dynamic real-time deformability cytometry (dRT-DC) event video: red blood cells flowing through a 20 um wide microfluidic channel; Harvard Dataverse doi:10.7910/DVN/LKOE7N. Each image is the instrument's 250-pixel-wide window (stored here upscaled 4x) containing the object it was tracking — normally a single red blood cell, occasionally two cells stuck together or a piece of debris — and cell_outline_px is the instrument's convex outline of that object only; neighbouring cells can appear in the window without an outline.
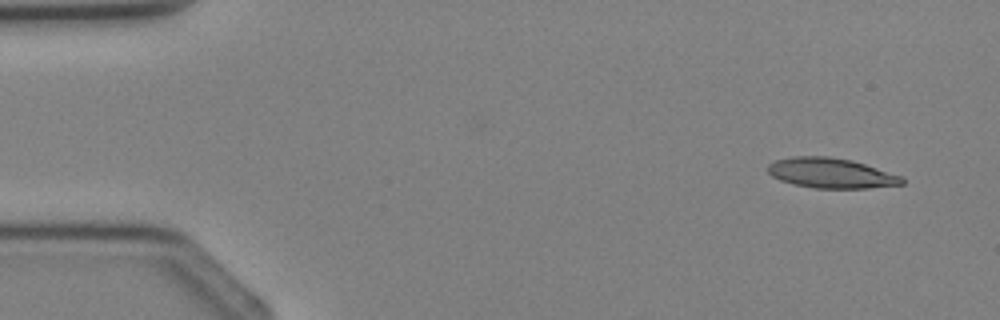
{"species": "Egyptian fruit bat (a non-hibernating species)", "species_latin": "Rousettus aegyptiacus", "temperature_condition": "cold", "stored_images_in_passage": 3, "camera_frame_rate_fps": 3000, "um_per_image_px": 0.085, "animal": {"sex": "female"}, "frame": {"image": 1, "passage_image": 1, "time_ms": 0.0, "image_size_px": [1000, 320], "cell_outline_px": [[904, 184], [868, 188], [816, 188], [796, 184], [780, 180], [772, 176], [768, 172], [768, 164], [776, 160], [792, 156], [828, 156], [852, 160], [904, 176]], "centroid_in_image_um": [70.67, 14.7], "position_along_channel_um": 14.3, "area_um2": 23.52}}
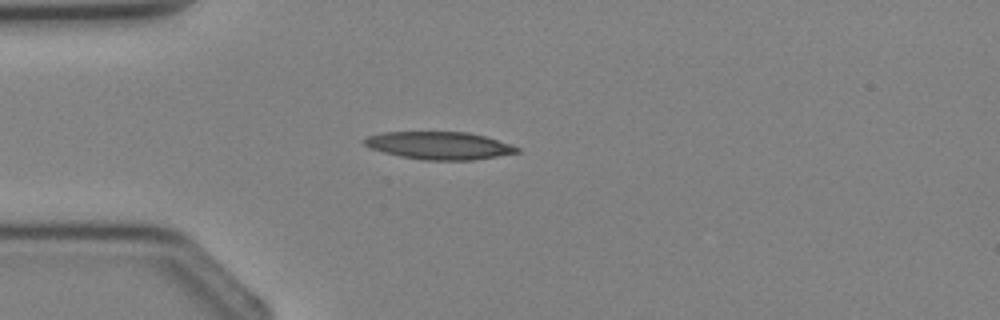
{"frame": {"image": 2, "passage_image": 3, "time_ms": 2.333, "image_size_px": [1000, 320], "cell_outline_px": [[520, 152], [472, 160], [424, 160], [400, 156], [384, 152], [372, 148], [364, 144], [364, 140], [368, 136], [380, 132], [468, 132], [484, 136], [520, 148]], "centroid_in_image_um": [37.32, 12.37], "position_along_channel_um": 47.7, "area_um2": 24.28}}